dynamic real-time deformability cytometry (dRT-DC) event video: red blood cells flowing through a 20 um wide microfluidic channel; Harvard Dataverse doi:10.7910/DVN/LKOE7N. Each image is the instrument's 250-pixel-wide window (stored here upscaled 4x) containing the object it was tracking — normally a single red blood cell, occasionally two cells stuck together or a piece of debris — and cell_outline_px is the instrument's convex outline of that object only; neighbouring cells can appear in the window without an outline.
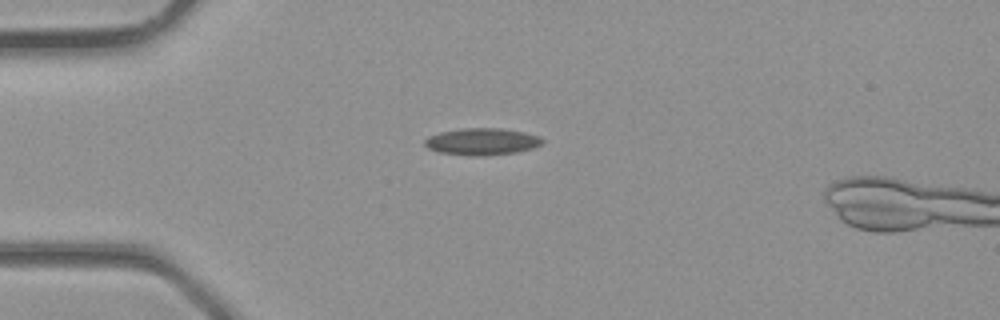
{"species": "common noctule bat (a hibernating species)", "species_latin": "Nyctalus noctula", "temperature_condition": "room temperature", "stored_images_in_passage": 2, "camera_frame_rate_fps": 3000, "um_per_image_px": 0.085, "animal": {"sex": "male", "body_mass_g": 23.1, "forearm_length_mm": 52.7}, "frame": {"image": 1, "passage_image": 1, "time_ms": 0.0, "image_size_px": [1000, 320], "cell_outline_px": [[544, 144], [532, 148], [516, 152], [476, 156], [468, 156], [440, 152], [428, 148], [424, 144], [424, 140], [428, 136], [440, 132], [460, 128], [500, 128], [524, 132], [536, 136], [544, 140]], "centroid_in_image_um": [40.94, 12.03], "position_along_channel_um": 44.1, "area_um2": 18.38}}